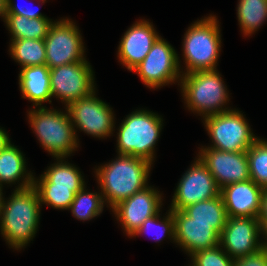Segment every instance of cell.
<instances>
[{"instance_id": "6da1fadb", "label": "cell", "mask_w": 267, "mask_h": 266, "mask_svg": "<svg viewBox=\"0 0 267 266\" xmlns=\"http://www.w3.org/2000/svg\"><path fill=\"white\" fill-rule=\"evenodd\" d=\"M152 163L144 158L118 154L116 160L95 170L103 200L112 209L148 186Z\"/></svg>"}, {"instance_id": "7a4b0ae2", "label": "cell", "mask_w": 267, "mask_h": 266, "mask_svg": "<svg viewBox=\"0 0 267 266\" xmlns=\"http://www.w3.org/2000/svg\"><path fill=\"white\" fill-rule=\"evenodd\" d=\"M41 203L34 186L15 189L4 199L0 216V230L5 241L16 250L25 247L37 233Z\"/></svg>"}, {"instance_id": "3957f363", "label": "cell", "mask_w": 267, "mask_h": 266, "mask_svg": "<svg viewBox=\"0 0 267 266\" xmlns=\"http://www.w3.org/2000/svg\"><path fill=\"white\" fill-rule=\"evenodd\" d=\"M36 108L28 112V120L42 147L55 158L71 156L79 140L68 109L65 113L46 106Z\"/></svg>"}, {"instance_id": "277c9868", "label": "cell", "mask_w": 267, "mask_h": 266, "mask_svg": "<svg viewBox=\"0 0 267 266\" xmlns=\"http://www.w3.org/2000/svg\"><path fill=\"white\" fill-rule=\"evenodd\" d=\"M218 22L210 14L188 27L182 45L186 72L182 74L216 70L222 43Z\"/></svg>"}, {"instance_id": "5b68a950", "label": "cell", "mask_w": 267, "mask_h": 266, "mask_svg": "<svg viewBox=\"0 0 267 266\" xmlns=\"http://www.w3.org/2000/svg\"><path fill=\"white\" fill-rule=\"evenodd\" d=\"M218 70L182 74L180 88L188 110L206 117L231 110L223 108L229 94Z\"/></svg>"}, {"instance_id": "8992f818", "label": "cell", "mask_w": 267, "mask_h": 266, "mask_svg": "<svg viewBox=\"0 0 267 266\" xmlns=\"http://www.w3.org/2000/svg\"><path fill=\"white\" fill-rule=\"evenodd\" d=\"M162 124L163 118L152 111L140 109L127 115L118 128V154L141 157L153 164Z\"/></svg>"}, {"instance_id": "52a82bcc", "label": "cell", "mask_w": 267, "mask_h": 266, "mask_svg": "<svg viewBox=\"0 0 267 266\" xmlns=\"http://www.w3.org/2000/svg\"><path fill=\"white\" fill-rule=\"evenodd\" d=\"M203 119L213 143L210 148L226 152L247 151L258 139L239 110L231 109Z\"/></svg>"}, {"instance_id": "ba28073f", "label": "cell", "mask_w": 267, "mask_h": 266, "mask_svg": "<svg viewBox=\"0 0 267 266\" xmlns=\"http://www.w3.org/2000/svg\"><path fill=\"white\" fill-rule=\"evenodd\" d=\"M46 65L52 69L61 65L86 60L80 30L70 19L54 21L44 39Z\"/></svg>"}, {"instance_id": "9c48e42d", "label": "cell", "mask_w": 267, "mask_h": 266, "mask_svg": "<svg viewBox=\"0 0 267 266\" xmlns=\"http://www.w3.org/2000/svg\"><path fill=\"white\" fill-rule=\"evenodd\" d=\"M175 49L161 36L152 45L145 59L132 71L144 85L157 89L170 83L180 82L181 68Z\"/></svg>"}, {"instance_id": "30bf717a", "label": "cell", "mask_w": 267, "mask_h": 266, "mask_svg": "<svg viewBox=\"0 0 267 266\" xmlns=\"http://www.w3.org/2000/svg\"><path fill=\"white\" fill-rule=\"evenodd\" d=\"M94 74L87 60L50 69L51 96L70 103L95 91Z\"/></svg>"}, {"instance_id": "8fae6325", "label": "cell", "mask_w": 267, "mask_h": 266, "mask_svg": "<svg viewBox=\"0 0 267 266\" xmlns=\"http://www.w3.org/2000/svg\"><path fill=\"white\" fill-rule=\"evenodd\" d=\"M96 91L70 103L66 108L75 128L96 138H106L115 129L112 108L96 97Z\"/></svg>"}, {"instance_id": "7c38bea8", "label": "cell", "mask_w": 267, "mask_h": 266, "mask_svg": "<svg viewBox=\"0 0 267 266\" xmlns=\"http://www.w3.org/2000/svg\"><path fill=\"white\" fill-rule=\"evenodd\" d=\"M220 195L214 177L198 157L182 175L175 190L170 210H182L190 204Z\"/></svg>"}, {"instance_id": "4fadbf2b", "label": "cell", "mask_w": 267, "mask_h": 266, "mask_svg": "<svg viewBox=\"0 0 267 266\" xmlns=\"http://www.w3.org/2000/svg\"><path fill=\"white\" fill-rule=\"evenodd\" d=\"M174 216L175 243L190 256L199 250L219 245L220 234L226 223L192 222L182 210H172Z\"/></svg>"}, {"instance_id": "5bb4252c", "label": "cell", "mask_w": 267, "mask_h": 266, "mask_svg": "<svg viewBox=\"0 0 267 266\" xmlns=\"http://www.w3.org/2000/svg\"><path fill=\"white\" fill-rule=\"evenodd\" d=\"M261 223L253 217H228L219 245L233 259L255 253L263 247Z\"/></svg>"}, {"instance_id": "9a60e30c", "label": "cell", "mask_w": 267, "mask_h": 266, "mask_svg": "<svg viewBox=\"0 0 267 266\" xmlns=\"http://www.w3.org/2000/svg\"><path fill=\"white\" fill-rule=\"evenodd\" d=\"M197 154L207 166L219 189L250 179L247 151L226 152L215 148H200Z\"/></svg>"}, {"instance_id": "2e32d148", "label": "cell", "mask_w": 267, "mask_h": 266, "mask_svg": "<svg viewBox=\"0 0 267 266\" xmlns=\"http://www.w3.org/2000/svg\"><path fill=\"white\" fill-rule=\"evenodd\" d=\"M162 200V194L148 185L118 203L112 211L126 234L131 236L145 220L160 212Z\"/></svg>"}, {"instance_id": "e0dca14e", "label": "cell", "mask_w": 267, "mask_h": 266, "mask_svg": "<svg viewBox=\"0 0 267 266\" xmlns=\"http://www.w3.org/2000/svg\"><path fill=\"white\" fill-rule=\"evenodd\" d=\"M160 36L152 23L136 21L123 35L118 46V58L129 71L138 66L147 56Z\"/></svg>"}, {"instance_id": "ac0fdd59", "label": "cell", "mask_w": 267, "mask_h": 266, "mask_svg": "<svg viewBox=\"0 0 267 266\" xmlns=\"http://www.w3.org/2000/svg\"><path fill=\"white\" fill-rule=\"evenodd\" d=\"M264 188L252 179L235 182L220 189L228 217L258 218Z\"/></svg>"}, {"instance_id": "d6986e66", "label": "cell", "mask_w": 267, "mask_h": 266, "mask_svg": "<svg viewBox=\"0 0 267 266\" xmlns=\"http://www.w3.org/2000/svg\"><path fill=\"white\" fill-rule=\"evenodd\" d=\"M19 89L22 98L31 101L34 107H42L43 102L51 103L50 68L46 64L21 68Z\"/></svg>"}, {"instance_id": "ffe728a7", "label": "cell", "mask_w": 267, "mask_h": 266, "mask_svg": "<svg viewBox=\"0 0 267 266\" xmlns=\"http://www.w3.org/2000/svg\"><path fill=\"white\" fill-rule=\"evenodd\" d=\"M23 153L11 142L0 152V184H20L16 189L33 185V173L26 170V159Z\"/></svg>"}, {"instance_id": "44dd1931", "label": "cell", "mask_w": 267, "mask_h": 266, "mask_svg": "<svg viewBox=\"0 0 267 266\" xmlns=\"http://www.w3.org/2000/svg\"><path fill=\"white\" fill-rule=\"evenodd\" d=\"M4 22L10 31V40L45 39L53 23L48 18L30 19L17 14H6Z\"/></svg>"}, {"instance_id": "7402d4cb", "label": "cell", "mask_w": 267, "mask_h": 266, "mask_svg": "<svg viewBox=\"0 0 267 266\" xmlns=\"http://www.w3.org/2000/svg\"><path fill=\"white\" fill-rule=\"evenodd\" d=\"M57 162L53 163L41 175L40 179L33 180V183H53V187L62 188H83L85 181L77 167L64 162L65 158H56Z\"/></svg>"}, {"instance_id": "603a6c76", "label": "cell", "mask_w": 267, "mask_h": 266, "mask_svg": "<svg viewBox=\"0 0 267 266\" xmlns=\"http://www.w3.org/2000/svg\"><path fill=\"white\" fill-rule=\"evenodd\" d=\"M9 47L10 55L20 64L21 68L46 63L44 39L11 40Z\"/></svg>"}, {"instance_id": "cb8c5ba5", "label": "cell", "mask_w": 267, "mask_h": 266, "mask_svg": "<svg viewBox=\"0 0 267 266\" xmlns=\"http://www.w3.org/2000/svg\"><path fill=\"white\" fill-rule=\"evenodd\" d=\"M237 17L245 36L252 35L267 20V0H238Z\"/></svg>"}, {"instance_id": "d4e9b609", "label": "cell", "mask_w": 267, "mask_h": 266, "mask_svg": "<svg viewBox=\"0 0 267 266\" xmlns=\"http://www.w3.org/2000/svg\"><path fill=\"white\" fill-rule=\"evenodd\" d=\"M182 211L192 218V222L226 223L228 219L221 195L190 204L183 208Z\"/></svg>"}, {"instance_id": "484cf974", "label": "cell", "mask_w": 267, "mask_h": 266, "mask_svg": "<svg viewBox=\"0 0 267 266\" xmlns=\"http://www.w3.org/2000/svg\"><path fill=\"white\" fill-rule=\"evenodd\" d=\"M104 200L101 192H87L84 186L79 192L75 194L74 200L69 206L73 216L79 220H91L100 215L104 208Z\"/></svg>"}, {"instance_id": "4316f807", "label": "cell", "mask_w": 267, "mask_h": 266, "mask_svg": "<svg viewBox=\"0 0 267 266\" xmlns=\"http://www.w3.org/2000/svg\"><path fill=\"white\" fill-rule=\"evenodd\" d=\"M33 186L38 192L41 204L62 210L69 208L75 194L82 189L53 187V183H33Z\"/></svg>"}, {"instance_id": "83f0119b", "label": "cell", "mask_w": 267, "mask_h": 266, "mask_svg": "<svg viewBox=\"0 0 267 266\" xmlns=\"http://www.w3.org/2000/svg\"><path fill=\"white\" fill-rule=\"evenodd\" d=\"M249 176L257 185L267 188V141L258 138L247 150Z\"/></svg>"}, {"instance_id": "f1b7e54d", "label": "cell", "mask_w": 267, "mask_h": 266, "mask_svg": "<svg viewBox=\"0 0 267 266\" xmlns=\"http://www.w3.org/2000/svg\"><path fill=\"white\" fill-rule=\"evenodd\" d=\"M169 212L167 213V216H165V218L159 219L160 218V214L159 212L148 218L147 220H145L142 225L135 231L133 232V234L130 237H134L137 235H141L145 232H148V230L150 229H157V233H156V240L157 242L161 239V237L163 238L164 236L167 237L171 240H173V242H175V228H174V216L172 214V210H168Z\"/></svg>"}, {"instance_id": "f546056e", "label": "cell", "mask_w": 267, "mask_h": 266, "mask_svg": "<svg viewBox=\"0 0 267 266\" xmlns=\"http://www.w3.org/2000/svg\"><path fill=\"white\" fill-rule=\"evenodd\" d=\"M192 266H234L235 259L231 258L220 245L205 250H199L190 256Z\"/></svg>"}, {"instance_id": "4dcf8cb0", "label": "cell", "mask_w": 267, "mask_h": 266, "mask_svg": "<svg viewBox=\"0 0 267 266\" xmlns=\"http://www.w3.org/2000/svg\"><path fill=\"white\" fill-rule=\"evenodd\" d=\"M234 266H267V248L262 247L255 253L235 259Z\"/></svg>"}, {"instance_id": "1f68e13d", "label": "cell", "mask_w": 267, "mask_h": 266, "mask_svg": "<svg viewBox=\"0 0 267 266\" xmlns=\"http://www.w3.org/2000/svg\"><path fill=\"white\" fill-rule=\"evenodd\" d=\"M13 0H6V14H17L20 16H25L26 18H47L42 15L38 10L32 9L31 7H25L21 5H15Z\"/></svg>"}, {"instance_id": "d6a6232c", "label": "cell", "mask_w": 267, "mask_h": 266, "mask_svg": "<svg viewBox=\"0 0 267 266\" xmlns=\"http://www.w3.org/2000/svg\"><path fill=\"white\" fill-rule=\"evenodd\" d=\"M258 220L261 223L263 220H267V188L264 189L261 197V207L258 215Z\"/></svg>"}, {"instance_id": "836d02e7", "label": "cell", "mask_w": 267, "mask_h": 266, "mask_svg": "<svg viewBox=\"0 0 267 266\" xmlns=\"http://www.w3.org/2000/svg\"><path fill=\"white\" fill-rule=\"evenodd\" d=\"M10 138L7 132L0 128V152L10 143Z\"/></svg>"}, {"instance_id": "e575fe53", "label": "cell", "mask_w": 267, "mask_h": 266, "mask_svg": "<svg viewBox=\"0 0 267 266\" xmlns=\"http://www.w3.org/2000/svg\"><path fill=\"white\" fill-rule=\"evenodd\" d=\"M261 234L265 237V241L262 240V245L267 248V220L261 222Z\"/></svg>"}, {"instance_id": "d590c367", "label": "cell", "mask_w": 267, "mask_h": 266, "mask_svg": "<svg viewBox=\"0 0 267 266\" xmlns=\"http://www.w3.org/2000/svg\"><path fill=\"white\" fill-rule=\"evenodd\" d=\"M0 16L5 20L6 16V0H0Z\"/></svg>"}, {"instance_id": "8d00e7d4", "label": "cell", "mask_w": 267, "mask_h": 266, "mask_svg": "<svg viewBox=\"0 0 267 266\" xmlns=\"http://www.w3.org/2000/svg\"><path fill=\"white\" fill-rule=\"evenodd\" d=\"M2 188H3V186L0 184V216H1V211H2V208H3V202H4Z\"/></svg>"}]
</instances>
